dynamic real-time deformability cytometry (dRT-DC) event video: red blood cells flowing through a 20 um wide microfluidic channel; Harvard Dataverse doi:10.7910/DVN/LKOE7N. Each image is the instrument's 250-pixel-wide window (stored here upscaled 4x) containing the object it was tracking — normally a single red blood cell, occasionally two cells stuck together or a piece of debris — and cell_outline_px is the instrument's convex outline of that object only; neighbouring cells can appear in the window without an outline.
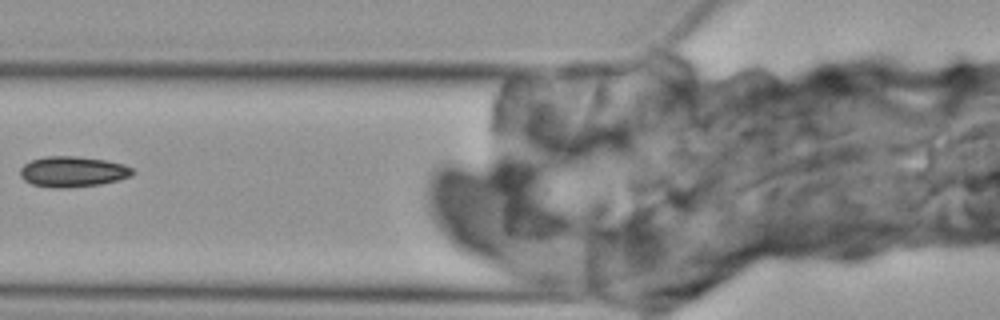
{"species": "Egyptian fruit bat (a non-hibernating species)", "species_latin": "Rousettus aegyptiacus", "temperature_condition": "cold", "stored_images_in_passage": 7, "camera_frame_rate_fps": 3000, "um_per_image_px": 0.085, "animal": {"sex": "female"}, "frame": {"image": 1, "passage_image": 6, "time_ms": 6.667, "image_size_px": [1000, 320], "cell_outline_px": [[136, 172], [132, 176], [100, 184], [32, 184], [24, 180], [20, 176], [20, 168], [24, 164], [32, 160], [44, 156], [76, 156], [104, 160], [124, 164], [132, 168]], "centroid_in_image_um": [6.22, 14.52], "position_along_channel_um": 119.6, "area_um2": 18.9}}
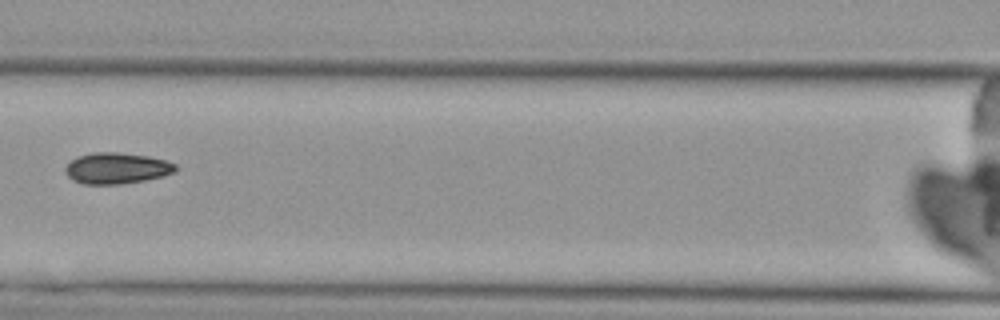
{"frame": {"image": 2, "passage_image": 7, "time_ms": 7.667, "image_size_px": [1000, 320], "cell_outline_px": [[180, 168], [176, 172], [164, 176], [144, 180], [120, 184], [84, 184], [72, 180], [64, 172], [64, 168], [76, 156], [92, 152], [116, 152], [148, 156], [164, 160], [176, 164]], "centroid_in_image_um": [9.93, 14.3], "position_along_channel_um": 156.7, "area_um2": 20.17}}